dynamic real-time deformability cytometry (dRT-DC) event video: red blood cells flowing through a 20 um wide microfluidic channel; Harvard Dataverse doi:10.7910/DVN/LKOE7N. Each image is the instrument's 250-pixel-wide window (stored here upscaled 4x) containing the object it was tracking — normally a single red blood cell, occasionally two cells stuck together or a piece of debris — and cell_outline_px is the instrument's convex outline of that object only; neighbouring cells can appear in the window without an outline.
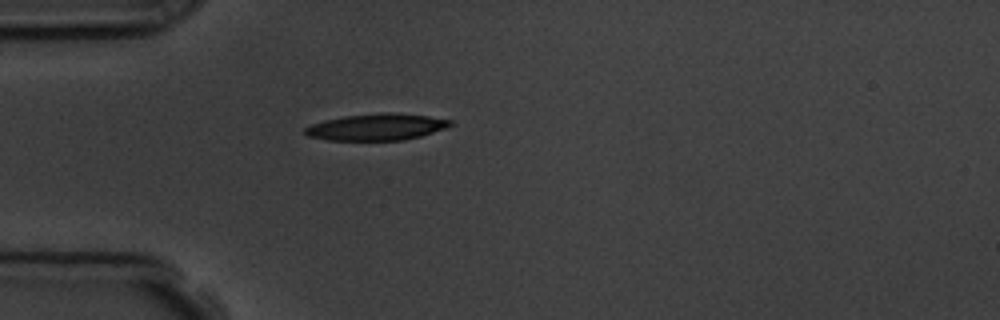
{"species": "common noctule bat (a hibernating species)", "species_latin": "Nyctalus noctula", "temperature_condition": "room temperature", "stored_images_in_passage": 1, "camera_frame_rate_fps": 3000, "um_per_image_px": 0.085, "animal": {"sex": "male", "body_mass_g": 19.5, "forearm_length_mm": 54.6}, "frame": {"image": 1, "passage_image": 1, "time_ms": 0.0, "image_size_px": [1000, 320], "cell_outline_px": [[456, 124], [448, 128], [420, 136], [404, 140], [328, 140], [308, 136], [304, 132], [304, 128], [312, 124], [324, 120], [344, 116], [388, 112], [428, 116], [452, 120]], "centroid_in_image_um": [32.06, 10.79], "position_along_channel_um": 52.9, "area_um2": 22.54}}